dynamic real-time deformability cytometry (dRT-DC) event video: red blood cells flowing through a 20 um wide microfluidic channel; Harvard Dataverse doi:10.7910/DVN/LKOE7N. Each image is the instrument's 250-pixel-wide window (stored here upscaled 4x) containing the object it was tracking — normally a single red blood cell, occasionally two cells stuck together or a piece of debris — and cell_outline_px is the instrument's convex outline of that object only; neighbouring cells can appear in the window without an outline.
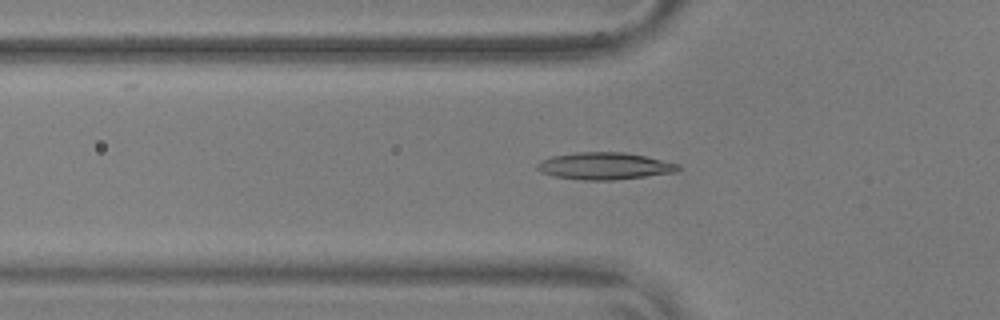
{"species": "common noctule bat (a hibernating species)", "species_latin": "Nyctalus noctula", "temperature_condition": "warm", "stored_images_in_passage": 56, "camera_frame_rate_fps": 3000, "um_per_image_px": 0.085, "animal": {"sex": "male", "body_mass_g": 17.9, "forearm_length_mm": 54.2}, "frame": {"image": 1, "passage_image": 19, "time_ms": 6.0, "image_size_px": [1000, 320], "cell_outline_px": [[680, 168], [676, 172], [612, 180], [584, 180], [556, 176], [540, 172], [536, 168], [536, 164], [540, 160], [552, 156], [576, 152], [624, 152], [644, 156], [680, 164]], "centroid_in_image_um": [51.36, 14.1], "position_along_channel_um": 74.4, "area_um2": 22.08}}
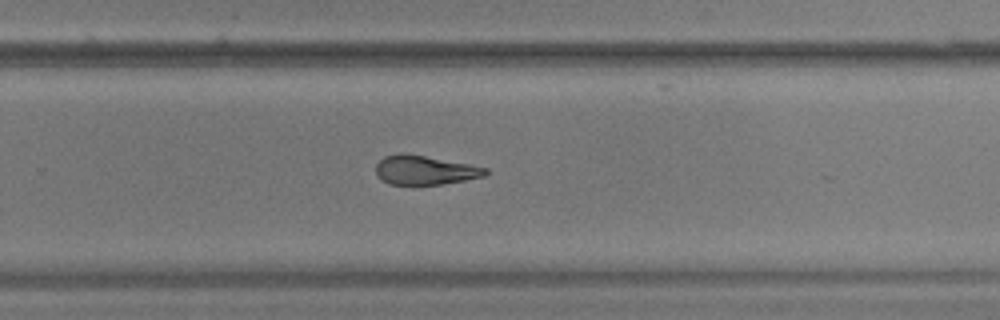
{"frame": {"image": 2, "passage_image": 37, "time_ms": 12.0, "image_size_px": [1000, 320], "cell_outline_px": [[488, 172], [484, 176], [464, 180], [440, 184], [388, 184], [376, 172], [376, 164], [384, 156], [424, 156], [468, 164], [488, 168]], "centroid_in_image_um": [36.16, 14.49], "position_along_channel_um": 293.6, "area_um2": 17.69}}
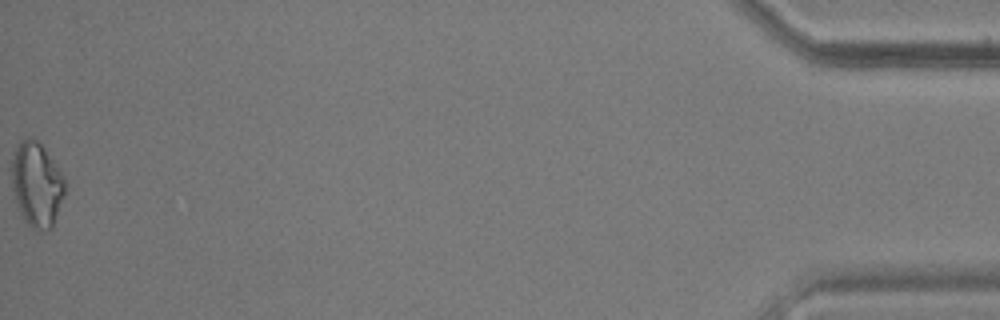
{"frame": {"image": 3, "passage_image": 56, "time_ms": 18.333, "image_size_px": [1000, 320], "cell_outline_px": [[64, 192], [52, 228], [32, 228], [24, 220], [20, 212], [12, 188], [12, 152], [20, 140], [28, 136], [32, 136], [40, 140], [64, 176]], "centroid_in_image_um": [3.1, 15.57], "position_along_channel_um": 432.1, "area_um2": 26.18}, "authors_computed_cell_mechanics": {"area_um2": 19.8543, "velocity_mm_per_s": 3.64, "shape_relaxation_time_tau1_ms": 8.3633, "shape_relaxation_time_tau2_ms": 3.0613, "deformation_change_tau1": 0.1713, "deformation_change_tau2": 0.1137}}